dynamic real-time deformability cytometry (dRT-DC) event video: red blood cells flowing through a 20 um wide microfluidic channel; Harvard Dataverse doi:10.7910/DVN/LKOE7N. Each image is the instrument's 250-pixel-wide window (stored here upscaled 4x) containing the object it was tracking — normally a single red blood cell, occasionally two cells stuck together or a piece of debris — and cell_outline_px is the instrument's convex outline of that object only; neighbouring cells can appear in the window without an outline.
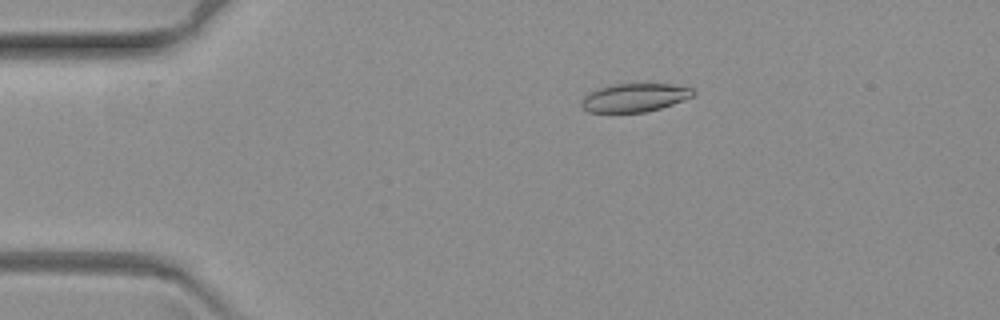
{"species": "common noctule bat (a hibernating species)", "species_latin": "Nyctalus noctula", "temperature_condition": "warm", "stored_images_in_passage": 56, "camera_frame_rate_fps": 3000, "um_per_image_px": 0.085, "animal": {"sex": "female", "body_mass_g": 19.3, "forearm_length_mm": 54.1}, "frame": {"image": 1, "passage_image": 1, "time_ms": 0.0, "image_size_px": [1000, 320], "cell_outline_px": [[696, 92], [692, 96], [672, 104], [660, 108], [644, 112], [588, 112], [580, 104], [584, 96], [588, 92], [596, 88], [612, 84], [672, 84], [692, 88]], "centroid_in_image_um": [53.9, 8.29], "position_along_channel_um": 31.1, "area_um2": 18.44}}
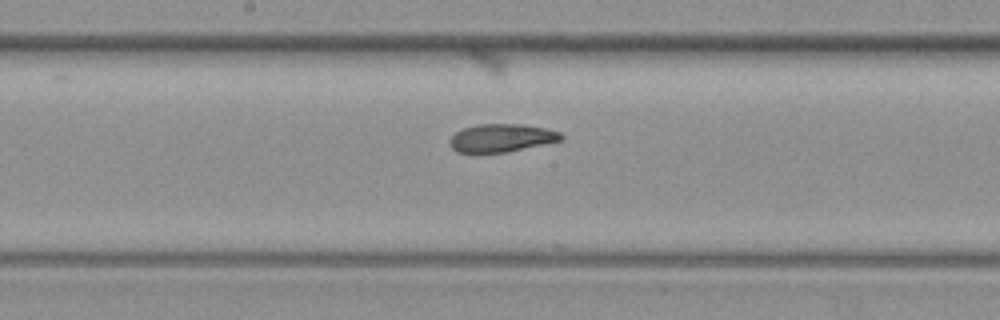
{"frame": {"image": 2, "passage_image": 23, "time_ms": 7.333, "image_size_px": [1000, 320], "cell_outline_px": [[564, 140], [508, 152], [456, 152], [448, 144], [448, 140], [456, 132], [464, 128], [476, 124], [520, 124], [544, 128], [560, 132], [564, 136]], "centroid_in_image_um": [42.63, 11.73], "position_along_channel_um": 205.6, "area_um2": 18.26}}
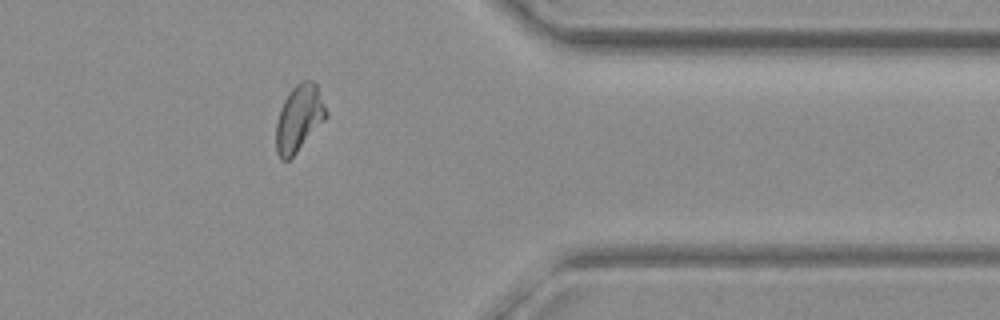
{"frame": {"image": 3, "passage_image": 42, "time_ms": 13.667, "image_size_px": [1000, 320], "cell_outline_px": [[328, 116], [296, 152], [288, 160], [280, 160], [276, 152], [276, 124], [280, 108], [288, 92], [300, 80], [312, 80], [316, 84], [328, 112]], "centroid_in_image_um": [25.41, 10.03], "position_along_channel_um": 386.0, "area_um2": 19.36}}